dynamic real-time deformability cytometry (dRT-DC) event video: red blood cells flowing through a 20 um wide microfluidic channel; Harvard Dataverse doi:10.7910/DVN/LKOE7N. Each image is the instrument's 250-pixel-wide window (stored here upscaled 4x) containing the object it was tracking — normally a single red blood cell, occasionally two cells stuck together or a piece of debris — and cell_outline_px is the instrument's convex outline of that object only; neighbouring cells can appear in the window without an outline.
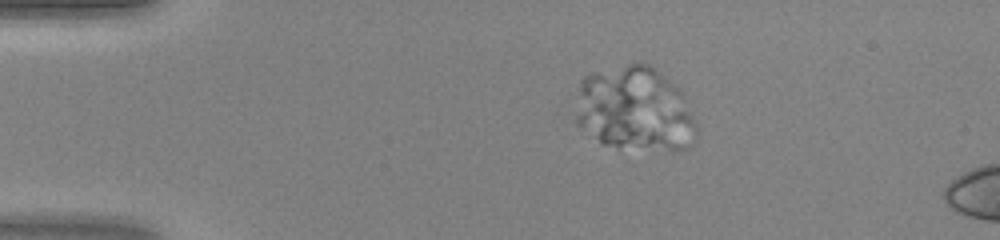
{"species": "human", "species_latin": "Homo sapiens", "temperature_condition": "warm", "stored_images_in_passage": 14, "camera_frame_rate_fps": 3000, "um_per_image_px": 0.085, "donor": {"sex": "female"}, "frame": {"image": 1, "passage_image": 10, "time_ms": 3.0, "image_size_px": [1000, 240], "cell_outline_px": [[696, 144], [688, 148], [676, 152], [672, 152], [616, 148], [600, 144], [576, 124], [576, 116], [580, 80], [588, 72], [628, 64], [648, 64], [680, 88], [684, 96], [696, 124]], "centroid_in_image_um": [53.97, 9.34], "position_along_channel_um": 31.0, "area_um2": 60.75}}